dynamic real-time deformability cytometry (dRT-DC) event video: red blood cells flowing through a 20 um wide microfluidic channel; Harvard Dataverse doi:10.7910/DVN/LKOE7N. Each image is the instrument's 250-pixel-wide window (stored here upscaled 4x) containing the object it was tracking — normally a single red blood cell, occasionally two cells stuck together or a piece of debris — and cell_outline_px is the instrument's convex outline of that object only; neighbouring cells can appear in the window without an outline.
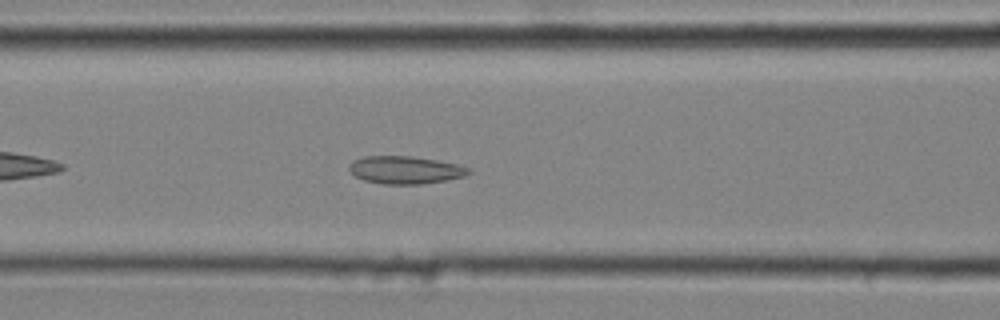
{"species": "common noctule bat (a hibernating species)", "species_latin": "Nyctalus noctula", "temperature_condition": "cold", "stored_images_in_passage": 33, "camera_frame_rate_fps": 3000, "um_per_image_px": 0.085, "animal": {"sex": "male", "body_mass_g": 20.4}, "frame": {"image": 1, "passage_image": 8, "time_ms": 2.333, "image_size_px": [1000, 320], "cell_outline_px": [[472, 172], [464, 176], [444, 180], [420, 184], [380, 184], [364, 180], [356, 176], [348, 168], [348, 164], [352, 160], [364, 156], [412, 156], [436, 160], [456, 164], [468, 168]], "centroid_in_image_um": [34.39, 14.44], "position_along_channel_um": 132.2, "area_um2": 19.19}}
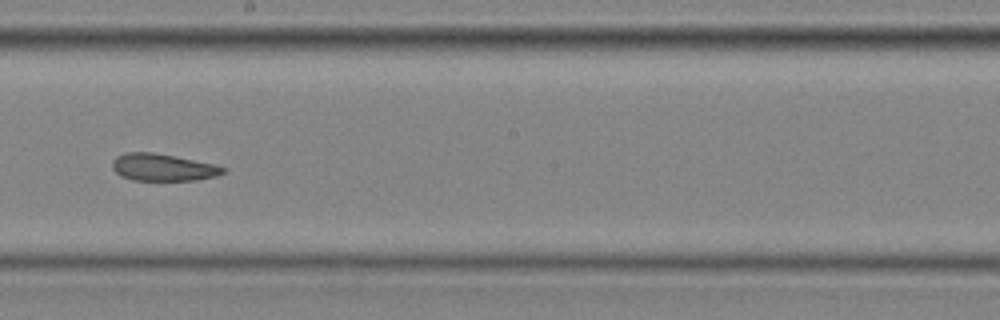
{"frame": {"image": 2, "passage_image": 15, "time_ms": 4.667, "image_size_px": [1000, 320], "cell_outline_px": [[228, 168], [224, 172], [216, 176], [196, 180], [132, 180], [120, 176], [112, 168], [112, 160], [116, 156], [128, 152], [152, 152], [176, 156], [216, 164]], "centroid_in_image_um": [13.85, 14.22], "position_along_channel_um": 234.3, "area_um2": 17.69}}
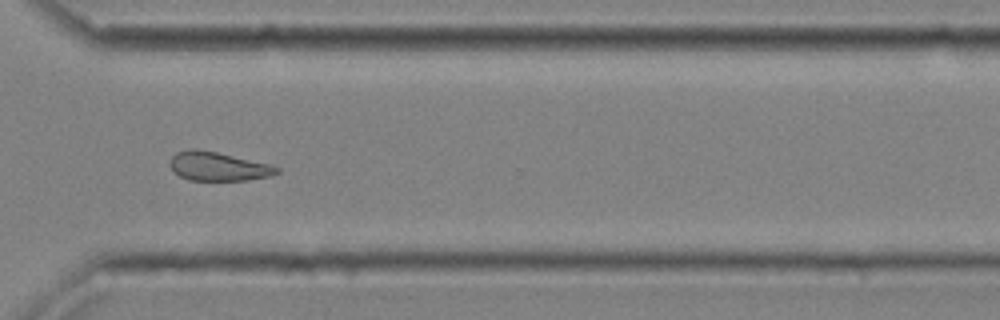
{"frame": {"image": 3, "passage_image": 23, "time_ms": 7.333, "image_size_px": [1000, 320], "cell_outline_px": [[280, 172], [272, 176], [248, 180], [188, 180], [180, 176], [168, 164], [172, 156], [176, 152], [188, 148], [196, 148], [216, 152], [272, 164], [280, 168]], "centroid_in_image_um": [18.57, 14.13], "position_along_channel_um": 352.0, "area_um2": 18.15}}